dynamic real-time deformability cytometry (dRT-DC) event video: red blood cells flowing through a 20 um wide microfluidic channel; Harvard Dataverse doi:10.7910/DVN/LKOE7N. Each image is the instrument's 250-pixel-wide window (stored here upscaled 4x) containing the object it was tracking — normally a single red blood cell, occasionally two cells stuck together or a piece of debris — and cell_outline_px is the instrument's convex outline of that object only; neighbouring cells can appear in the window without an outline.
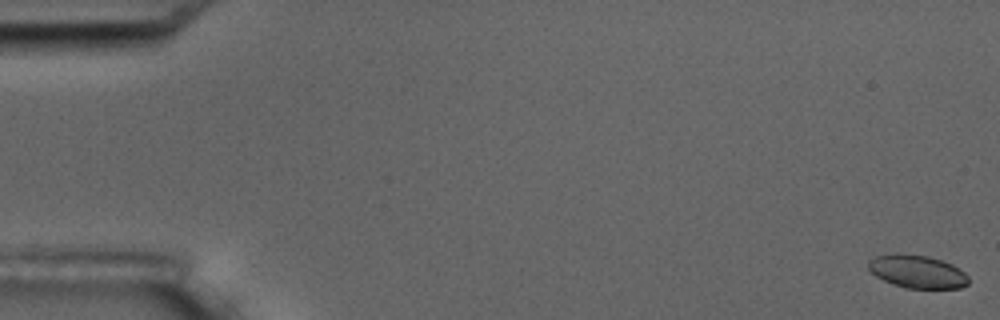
{"species": "common noctule bat (a hibernating species)", "species_latin": "Nyctalus noctula", "temperature_condition": "room temperature", "stored_images_in_passage": 5, "camera_frame_rate_fps": 3000, "um_per_image_px": 0.085, "animal": {"sex": "male", "body_mass_g": 17.5, "forearm_length_mm": 52.3}, "frame": {"image": 1, "passage_image": 1, "time_ms": 0.0, "image_size_px": [1000, 320], "cell_outline_px": [[968, 284], [960, 288], [908, 288], [892, 284], [876, 276], [868, 268], [868, 260], [876, 256], [896, 252], [928, 256], [952, 264], [964, 272], [968, 276]], "centroid_in_image_um": [77.95, 23.07], "position_along_channel_um": 7.1, "area_um2": 19.31}}
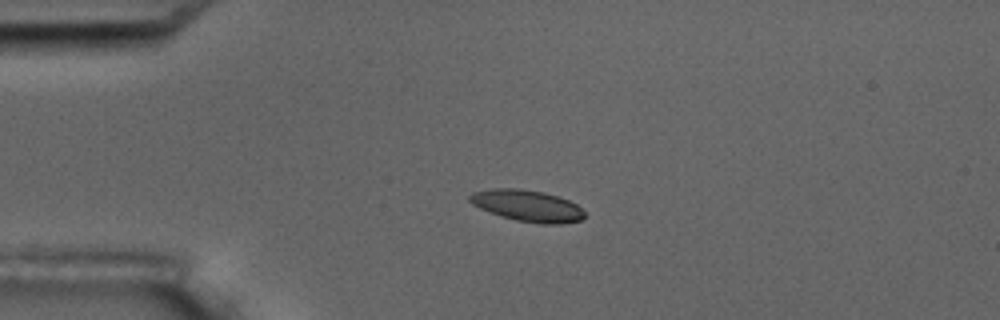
{"frame": {"image": 2, "passage_image": 4, "time_ms": 4.333, "image_size_px": [1000, 320], "cell_outline_px": [[584, 216], [580, 220], [560, 224], [540, 224], [516, 220], [500, 216], [480, 208], [472, 204], [468, 200], [468, 196], [472, 192], [492, 188], [520, 188], [544, 192], [568, 200], [576, 204], [584, 212]], "centroid_in_image_um": [44.78, 17.48], "position_along_channel_um": 40.2, "area_um2": 21.1}}